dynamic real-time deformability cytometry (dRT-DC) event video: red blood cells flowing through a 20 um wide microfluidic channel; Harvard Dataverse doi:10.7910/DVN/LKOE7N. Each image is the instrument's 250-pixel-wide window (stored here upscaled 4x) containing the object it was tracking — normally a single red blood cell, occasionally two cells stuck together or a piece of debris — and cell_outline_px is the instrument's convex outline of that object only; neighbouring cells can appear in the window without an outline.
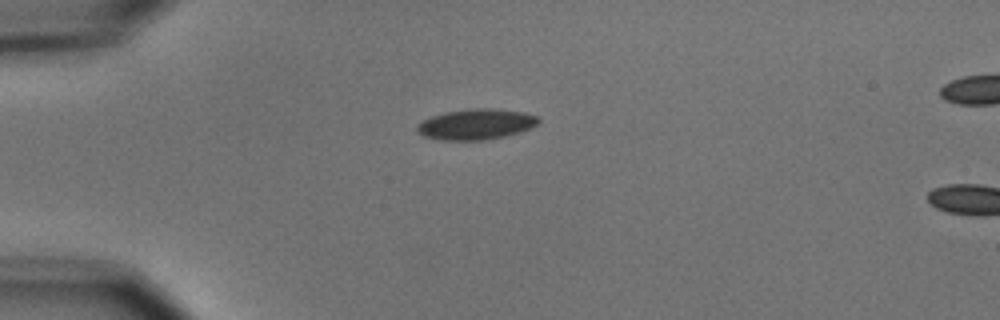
{"species": "common noctule bat (a hibernating species)", "species_latin": "Nyctalus noctula", "temperature_condition": "cold", "stored_images_in_passage": 2, "camera_frame_rate_fps": 3000, "um_per_image_px": 0.085, "animal": {"sex": "male", "body_mass_g": 15.6}, "frame": {"image": 1, "passage_image": 1, "time_ms": 0.0, "image_size_px": [1000, 320], "cell_outline_px": [[540, 120], [532, 128], [520, 132], [504, 136], [484, 140], [440, 140], [424, 136], [416, 132], [416, 124], [432, 116], [444, 112], [468, 108], [488, 108], [524, 112], [536, 116]], "centroid_in_image_um": [40.43, 10.56], "position_along_channel_um": 44.6, "area_um2": 21.73}}